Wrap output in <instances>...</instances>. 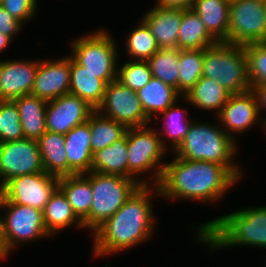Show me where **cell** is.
Wrapping results in <instances>:
<instances>
[{
    "label": "cell",
    "mask_w": 266,
    "mask_h": 267,
    "mask_svg": "<svg viewBox=\"0 0 266 267\" xmlns=\"http://www.w3.org/2000/svg\"><path fill=\"white\" fill-rule=\"evenodd\" d=\"M106 85L96 74L87 71L71 57L70 94L76 95L97 110L103 102Z\"/></svg>",
    "instance_id": "22"
},
{
    "label": "cell",
    "mask_w": 266,
    "mask_h": 267,
    "mask_svg": "<svg viewBox=\"0 0 266 267\" xmlns=\"http://www.w3.org/2000/svg\"><path fill=\"white\" fill-rule=\"evenodd\" d=\"M97 111L127 128L143 127L153 123L145 114L135 91L118 80L106 85L104 99Z\"/></svg>",
    "instance_id": "11"
},
{
    "label": "cell",
    "mask_w": 266,
    "mask_h": 267,
    "mask_svg": "<svg viewBox=\"0 0 266 267\" xmlns=\"http://www.w3.org/2000/svg\"><path fill=\"white\" fill-rule=\"evenodd\" d=\"M252 85L266 84V42L244 45Z\"/></svg>",
    "instance_id": "37"
},
{
    "label": "cell",
    "mask_w": 266,
    "mask_h": 267,
    "mask_svg": "<svg viewBox=\"0 0 266 267\" xmlns=\"http://www.w3.org/2000/svg\"><path fill=\"white\" fill-rule=\"evenodd\" d=\"M89 125L92 153L112 145L114 141L121 139L128 129L124 124L101 115L97 110L89 116Z\"/></svg>",
    "instance_id": "30"
},
{
    "label": "cell",
    "mask_w": 266,
    "mask_h": 267,
    "mask_svg": "<svg viewBox=\"0 0 266 267\" xmlns=\"http://www.w3.org/2000/svg\"><path fill=\"white\" fill-rule=\"evenodd\" d=\"M64 136L67 154V176L89 173L93 157L89 119L72 128Z\"/></svg>",
    "instance_id": "18"
},
{
    "label": "cell",
    "mask_w": 266,
    "mask_h": 267,
    "mask_svg": "<svg viewBox=\"0 0 266 267\" xmlns=\"http://www.w3.org/2000/svg\"><path fill=\"white\" fill-rule=\"evenodd\" d=\"M153 77L147 60H131L122 64L117 71V80L125 87L137 92Z\"/></svg>",
    "instance_id": "35"
},
{
    "label": "cell",
    "mask_w": 266,
    "mask_h": 267,
    "mask_svg": "<svg viewBox=\"0 0 266 267\" xmlns=\"http://www.w3.org/2000/svg\"><path fill=\"white\" fill-rule=\"evenodd\" d=\"M37 3V0H3L1 7L24 25L36 14Z\"/></svg>",
    "instance_id": "38"
},
{
    "label": "cell",
    "mask_w": 266,
    "mask_h": 267,
    "mask_svg": "<svg viewBox=\"0 0 266 267\" xmlns=\"http://www.w3.org/2000/svg\"><path fill=\"white\" fill-rule=\"evenodd\" d=\"M251 91L255 94L258 111L261 116L262 111L264 112V109L266 108V84H258V85H252ZM266 110V109H265ZM266 118V117H265ZM261 120L258 124L261 125L266 134V119Z\"/></svg>",
    "instance_id": "40"
},
{
    "label": "cell",
    "mask_w": 266,
    "mask_h": 267,
    "mask_svg": "<svg viewBox=\"0 0 266 267\" xmlns=\"http://www.w3.org/2000/svg\"><path fill=\"white\" fill-rule=\"evenodd\" d=\"M39 172H44V167L37 140L0 143V187L12 178Z\"/></svg>",
    "instance_id": "13"
},
{
    "label": "cell",
    "mask_w": 266,
    "mask_h": 267,
    "mask_svg": "<svg viewBox=\"0 0 266 267\" xmlns=\"http://www.w3.org/2000/svg\"><path fill=\"white\" fill-rule=\"evenodd\" d=\"M58 187L65 194L76 216L90 230V208L93 193L90 185V172L59 177Z\"/></svg>",
    "instance_id": "20"
},
{
    "label": "cell",
    "mask_w": 266,
    "mask_h": 267,
    "mask_svg": "<svg viewBox=\"0 0 266 267\" xmlns=\"http://www.w3.org/2000/svg\"><path fill=\"white\" fill-rule=\"evenodd\" d=\"M266 42L265 4L257 0L230 3L228 43L246 45Z\"/></svg>",
    "instance_id": "10"
},
{
    "label": "cell",
    "mask_w": 266,
    "mask_h": 267,
    "mask_svg": "<svg viewBox=\"0 0 266 267\" xmlns=\"http://www.w3.org/2000/svg\"><path fill=\"white\" fill-rule=\"evenodd\" d=\"M19 111L24 138L38 140L46 131L47 101L32 94L13 100Z\"/></svg>",
    "instance_id": "23"
},
{
    "label": "cell",
    "mask_w": 266,
    "mask_h": 267,
    "mask_svg": "<svg viewBox=\"0 0 266 267\" xmlns=\"http://www.w3.org/2000/svg\"><path fill=\"white\" fill-rule=\"evenodd\" d=\"M39 60L0 59V100L31 94Z\"/></svg>",
    "instance_id": "17"
},
{
    "label": "cell",
    "mask_w": 266,
    "mask_h": 267,
    "mask_svg": "<svg viewBox=\"0 0 266 267\" xmlns=\"http://www.w3.org/2000/svg\"><path fill=\"white\" fill-rule=\"evenodd\" d=\"M179 53L180 49L177 48H160L147 60L153 77L160 79L165 84L175 88L177 92Z\"/></svg>",
    "instance_id": "33"
},
{
    "label": "cell",
    "mask_w": 266,
    "mask_h": 267,
    "mask_svg": "<svg viewBox=\"0 0 266 267\" xmlns=\"http://www.w3.org/2000/svg\"><path fill=\"white\" fill-rule=\"evenodd\" d=\"M44 172L56 177L67 176L65 136L46 131L38 140Z\"/></svg>",
    "instance_id": "27"
},
{
    "label": "cell",
    "mask_w": 266,
    "mask_h": 267,
    "mask_svg": "<svg viewBox=\"0 0 266 267\" xmlns=\"http://www.w3.org/2000/svg\"><path fill=\"white\" fill-rule=\"evenodd\" d=\"M230 93L213 79L202 76L183 97L184 101L204 111L216 110V116L228 101Z\"/></svg>",
    "instance_id": "28"
},
{
    "label": "cell",
    "mask_w": 266,
    "mask_h": 267,
    "mask_svg": "<svg viewBox=\"0 0 266 267\" xmlns=\"http://www.w3.org/2000/svg\"><path fill=\"white\" fill-rule=\"evenodd\" d=\"M177 102L178 101H176L173 105L168 107L165 111L156 115V117H158L159 115H161L160 117L163 116L164 126L162 128H158L162 130L161 132H158L157 130V133L161 138L162 145L166 149H167L166 145L167 142L168 145L170 142V144L172 145L171 148L173 149V150L171 149V151H174L182 143L185 135L189 131L191 123L193 122L191 119L187 118L188 114V112H186L187 110L178 107ZM162 133L163 135L168 136L167 137L169 138L168 141H166L165 138L163 139V137L161 136Z\"/></svg>",
    "instance_id": "31"
},
{
    "label": "cell",
    "mask_w": 266,
    "mask_h": 267,
    "mask_svg": "<svg viewBox=\"0 0 266 267\" xmlns=\"http://www.w3.org/2000/svg\"><path fill=\"white\" fill-rule=\"evenodd\" d=\"M125 41L126 53L132 60H148L160 49L150 28L142 19Z\"/></svg>",
    "instance_id": "34"
},
{
    "label": "cell",
    "mask_w": 266,
    "mask_h": 267,
    "mask_svg": "<svg viewBox=\"0 0 266 267\" xmlns=\"http://www.w3.org/2000/svg\"><path fill=\"white\" fill-rule=\"evenodd\" d=\"M44 224L51 235L65 230L72 224L84 228L83 222L76 216L65 194L57 187L43 210Z\"/></svg>",
    "instance_id": "24"
},
{
    "label": "cell",
    "mask_w": 266,
    "mask_h": 267,
    "mask_svg": "<svg viewBox=\"0 0 266 267\" xmlns=\"http://www.w3.org/2000/svg\"><path fill=\"white\" fill-rule=\"evenodd\" d=\"M238 178L224 165L174 157L165 163L158 189L162 198L214 203Z\"/></svg>",
    "instance_id": "2"
},
{
    "label": "cell",
    "mask_w": 266,
    "mask_h": 267,
    "mask_svg": "<svg viewBox=\"0 0 266 267\" xmlns=\"http://www.w3.org/2000/svg\"><path fill=\"white\" fill-rule=\"evenodd\" d=\"M13 39L0 32V52L6 50ZM3 50V51H2Z\"/></svg>",
    "instance_id": "43"
},
{
    "label": "cell",
    "mask_w": 266,
    "mask_h": 267,
    "mask_svg": "<svg viewBox=\"0 0 266 267\" xmlns=\"http://www.w3.org/2000/svg\"><path fill=\"white\" fill-rule=\"evenodd\" d=\"M225 1L231 3V2H234V1H237V0H225Z\"/></svg>",
    "instance_id": "45"
},
{
    "label": "cell",
    "mask_w": 266,
    "mask_h": 267,
    "mask_svg": "<svg viewBox=\"0 0 266 267\" xmlns=\"http://www.w3.org/2000/svg\"><path fill=\"white\" fill-rule=\"evenodd\" d=\"M191 9L199 15L217 42L228 43L230 3L225 0H194Z\"/></svg>",
    "instance_id": "21"
},
{
    "label": "cell",
    "mask_w": 266,
    "mask_h": 267,
    "mask_svg": "<svg viewBox=\"0 0 266 267\" xmlns=\"http://www.w3.org/2000/svg\"><path fill=\"white\" fill-rule=\"evenodd\" d=\"M183 9L154 5L142 20L150 28L159 48H177Z\"/></svg>",
    "instance_id": "19"
},
{
    "label": "cell",
    "mask_w": 266,
    "mask_h": 267,
    "mask_svg": "<svg viewBox=\"0 0 266 267\" xmlns=\"http://www.w3.org/2000/svg\"><path fill=\"white\" fill-rule=\"evenodd\" d=\"M202 76L215 80L231 95L251 90L244 45L217 42L204 48Z\"/></svg>",
    "instance_id": "5"
},
{
    "label": "cell",
    "mask_w": 266,
    "mask_h": 267,
    "mask_svg": "<svg viewBox=\"0 0 266 267\" xmlns=\"http://www.w3.org/2000/svg\"><path fill=\"white\" fill-rule=\"evenodd\" d=\"M70 48V56L106 84L117 80L118 47L107 30L97 29L94 33L78 37Z\"/></svg>",
    "instance_id": "7"
},
{
    "label": "cell",
    "mask_w": 266,
    "mask_h": 267,
    "mask_svg": "<svg viewBox=\"0 0 266 267\" xmlns=\"http://www.w3.org/2000/svg\"><path fill=\"white\" fill-rule=\"evenodd\" d=\"M217 41L208 33L198 14L192 9H183L177 38V49H204Z\"/></svg>",
    "instance_id": "29"
},
{
    "label": "cell",
    "mask_w": 266,
    "mask_h": 267,
    "mask_svg": "<svg viewBox=\"0 0 266 267\" xmlns=\"http://www.w3.org/2000/svg\"><path fill=\"white\" fill-rule=\"evenodd\" d=\"M198 242L210 251L236 246L266 248V206L244 208L198 226Z\"/></svg>",
    "instance_id": "3"
},
{
    "label": "cell",
    "mask_w": 266,
    "mask_h": 267,
    "mask_svg": "<svg viewBox=\"0 0 266 267\" xmlns=\"http://www.w3.org/2000/svg\"><path fill=\"white\" fill-rule=\"evenodd\" d=\"M0 208L6 210L4 218L2 216V234L9 255L20 243L52 236L45 227L43 211L31 206L10 203L2 196Z\"/></svg>",
    "instance_id": "9"
},
{
    "label": "cell",
    "mask_w": 266,
    "mask_h": 267,
    "mask_svg": "<svg viewBox=\"0 0 266 267\" xmlns=\"http://www.w3.org/2000/svg\"><path fill=\"white\" fill-rule=\"evenodd\" d=\"M24 139L19 111L13 100H0V143Z\"/></svg>",
    "instance_id": "36"
},
{
    "label": "cell",
    "mask_w": 266,
    "mask_h": 267,
    "mask_svg": "<svg viewBox=\"0 0 266 267\" xmlns=\"http://www.w3.org/2000/svg\"><path fill=\"white\" fill-rule=\"evenodd\" d=\"M59 178L39 172L10 179L1 187V196L10 203L44 210L58 187Z\"/></svg>",
    "instance_id": "12"
},
{
    "label": "cell",
    "mask_w": 266,
    "mask_h": 267,
    "mask_svg": "<svg viewBox=\"0 0 266 267\" xmlns=\"http://www.w3.org/2000/svg\"><path fill=\"white\" fill-rule=\"evenodd\" d=\"M94 111L84 100L70 93L47 101V131L66 135L72 128L88 121Z\"/></svg>",
    "instance_id": "14"
},
{
    "label": "cell",
    "mask_w": 266,
    "mask_h": 267,
    "mask_svg": "<svg viewBox=\"0 0 266 267\" xmlns=\"http://www.w3.org/2000/svg\"><path fill=\"white\" fill-rule=\"evenodd\" d=\"M136 93L142 103L146 116L151 121L156 118L155 115L165 111L178 101L180 97L182 98L175 88L154 77Z\"/></svg>",
    "instance_id": "25"
},
{
    "label": "cell",
    "mask_w": 266,
    "mask_h": 267,
    "mask_svg": "<svg viewBox=\"0 0 266 267\" xmlns=\"http://www.w3.org/2000/svg\"><path fill=\"white\" fill-rule=\"evenodd\" d=\"M194 0H157L155 5L164 8L191 9Z\"/></svg>",
    "instance_id": "41"
},
{
    "label": "cell",
    "mask_w": 266,
    "mask_h": 267,
    "mask_svg": "<svg viewBox=\"0 0 266 267\" xmlns=\"http://www.w3.org/2000/svg\"><path fill=\"white\" fill-rule=\"evenodd\" d=\"M128 178L140 185H158L165 163H161L166 148L162 145L157 128L149 125L127 129ZM162 158V159H161ZM151 171L153 182L137 178L144 172ZM149 180V182H148Z\"/></svg>",
    "instance_id": "6"
},
{
    "label": "cell",
    "mask_w": 266,
    "mask_h": 267,
    "mask_svg": "<svg viewBox=\"0 0 266 267\" xmlns=\"http://www.w3.org/2000/svg\"><path fill=\"white\" fill-rule=\"evenodd\" d=\"M255 94L249 90L230 95L228 101L217 115L221 128L233 140L234 135L242 134L261 120ZM255 123V124H254Z\"/></svg>",
    "instance_id": "15"
},
{
    "label": "cell",
    "mask_w": 266,
    "mask_h": 267,
    "mask_svg": "<svg viewBox=\"0 0 266 267\" xmlns=\"http://www.w3.org/2000/svg\"><path fill=\"white\" fill-rule=\"evenodd\" d=\"M70 69L71 56L39 60L31 94L50 101L69 93Z\"/></svg>",
    "instance_id": "16"
},
{
    "label": "cell",
    "mask_w": 266,
    "mask_h": 267,
    "mask_svg": "<svg viewBox=\"0 0 266 267\" xmlns=\"http://www.w3.org/2000/svg\"><path fill=\"white\" fill-rule=\"evenodd\" d=\"M23 24L0 6V32L11 39L22 30Z\"/></svg>",
    "instance_id": "39"
},
{
    "label": "cell",
    "mask_w": 266,
    "mask_h": 267,
    "mask_svg": "<svg viewBox=\"0 0 266 267\" xmlns=\"http://www.w3.org/2000/svg\"><path fill=\"white\" fill-rule=\"evenodd\" d=\"M204 49L180 50L178 93L184 97L199 81L203 73Z\"/></svg>",
    "instance_id": "32"
},
{
    "label": "cell",
    "mask_w": 266,
    "mask_h": 267,
    "mask_svg": "<svg viewBox=\"0 0 266 267\" xmlns=\"http://www.w3.org/2000/svg\"><path fill=\"white\" fill-rule=\"evenodd\" d=\"M8 256L9 254L6 252L5 242L2 234V217L0 214V260L2 259L4 261V259H6Z\"/></svg>",
    "instance_id": "42"
},
{
    "label": "cell",
    "mask_w": 266,
    "mask_h": 267,
    "mask_svg": "<svg viewBox=\"0 0 266 267\" xmlns=\"http://www.w3.org/2000/svg\"><path fill=\"white\" fill-rule=\"evenodd\" d=\"M151 186L140 185L123 206L93 232L94 256L123 252L151 238L155 230L152 194L160 195L158 186Z\"/></svg>",
    "instance_id": "1"
},
{
    "label": "cell",
    "mask_w": 266,
    "mask_h": 267,
    "mask_svg": "<svg viewBox=\"0 0 266 267\" xmlns=\"http://www.w3.org/2000/svg\"><path fill=\"white\" fill-rule=\"evenodd\" d=\"M219 126L220 123L216 126L205 122H192L182 143L173 151L174 156L224 165L242 180L244 173L241 166L235 161L232 162L236 157L237 143Z\"/></svg>",
    "instance_id": "4"
},
{
    "label": "cell",
    "mask_w": 266,
    "mask_h": 267,
    "mask_svg": "<svg viewBox=\"0 0 266 267\" xmlns=\"http://www.w3.org/2000/svg\"><path fill=\"white\" fill-rule=\"evenodd\" d=\"M258 2H261V3H263V4H265L266 3V0H257Z\"/></svg>",
    "instance_id": "44"
},
{
    "label": "cell",
    "mask_w": 266,
    "mask_h": 267,
    "mask_svg": "<svg viewBox=\"0 0 266 267\" xmlns=\"http://www.w3.org/2000/svg\"><path fill=\"white\" fill-rule=\"evenodd\" d=\"M91 171L128 178L127 132L112 145L93 153Z\"/></svg>",
    "instance_id": "26"
},
{
    "label": "cell",
    "mask_w": 266,
    "mask_h": 267,
    "mask_svg": "<svg viewBox=\"0 0 266 267\" xmlns=\"http://www.w3.org/2000/svg\"><path fill=\"white\" fill-rule=\"evenodd\" d=\"M93 201L90 208V231L94 232L114 215L140 184L120 175L90 171Z\"/></svg>",
    "instance_id": "8"
}]
</instances>
